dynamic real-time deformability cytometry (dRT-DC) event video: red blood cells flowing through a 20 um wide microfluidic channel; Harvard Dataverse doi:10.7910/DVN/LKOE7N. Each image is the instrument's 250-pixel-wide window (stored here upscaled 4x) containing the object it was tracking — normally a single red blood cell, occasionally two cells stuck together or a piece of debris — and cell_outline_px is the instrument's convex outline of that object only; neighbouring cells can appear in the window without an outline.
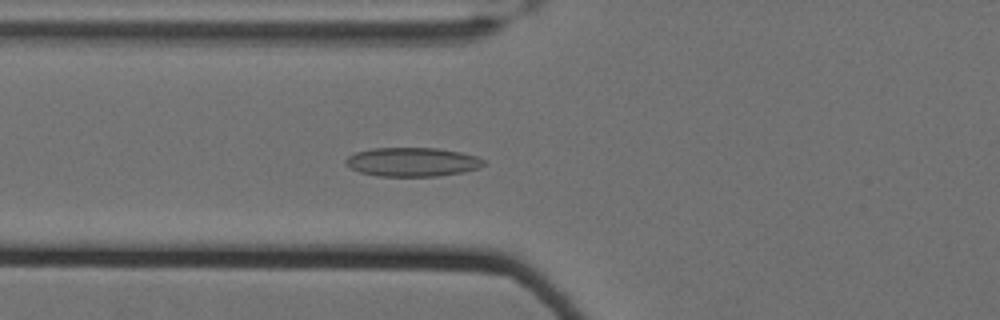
{"species": "Egyptian fruit bat (a non-hibernating species)", "species_latin": "Rousettus aegyptiacus", "temperature_condition": "cold", "stored_images_in_passage": 61, "camera_frame_rate_fps": 3000, "um_per_image_px": 0.085, "animal": {"sex": "female"}, "frame": {"image": 1, "passage_image": 25, "time_ms": 8.0, "image_size_px": [1000, 320], "cell_outline_px": [[484, 164], [480, 168], [464, 172], [436, 176], [376, 176], [360, 172], [352, 168], [344, 160], [348, 156], [356, 152], [372, 148], [436, 148], [460, 152], [476, 156], [484, 160]], "centroid_in_image_um": [35.06, 13.77], "position_along_channel_um": 90.7, "area_um2": 23.18}}
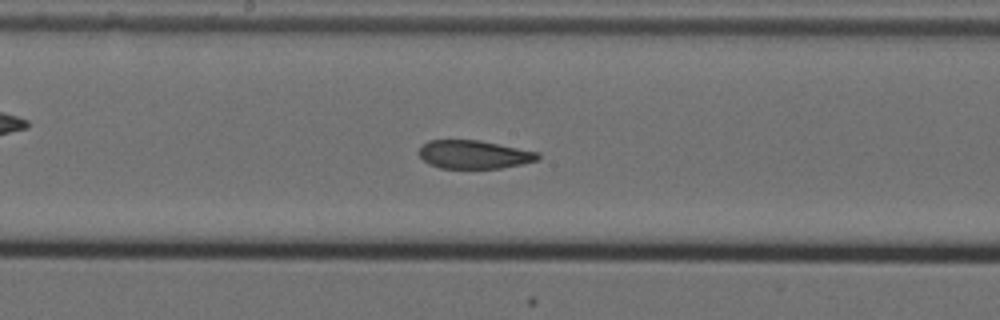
{"frame": {"image": 2, "passage_image": 35, "time_ms": 11.333, "image_size_px": [1000, 320], "cell_outline_px": [[540, 160], [500, 168], [440, 168], [428, 164], [420, 156], [420, 148], [428, 140], [480, 140], [540, 152]], "centroid_in_image_um": [40.32, 13.13], "position_along_channel_um": 207.9, "area_um2": 19.65}}
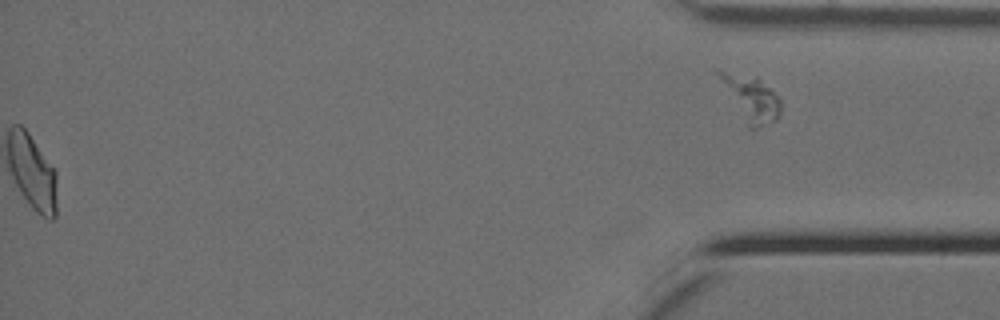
{"frame": {"image": 3, "passage_image": 61, "time_ms": 20.0, "image_size_px": [1000, 320], "cell_outline_px": [[780, 116], [776, 120], [756, 128], [748, 128], [716, 72], [716, 68], [756, 76], [780, 100]], "centroid_in_image_um": [63.83, 8.33], "position_along_channel_um": 371.4, "area_um2": 15.78}, "authors_computed_cell_mechanics": {"area_um2": 21.675, "velocity_mm_per_s": 3.4846, "shape_relaxation_time_tau1_ms": null, "shape_relaxation_time_tau2_ms": 1.9223, "deformation_change_tau1": null, "deformation_change_tau2": 0.085}}